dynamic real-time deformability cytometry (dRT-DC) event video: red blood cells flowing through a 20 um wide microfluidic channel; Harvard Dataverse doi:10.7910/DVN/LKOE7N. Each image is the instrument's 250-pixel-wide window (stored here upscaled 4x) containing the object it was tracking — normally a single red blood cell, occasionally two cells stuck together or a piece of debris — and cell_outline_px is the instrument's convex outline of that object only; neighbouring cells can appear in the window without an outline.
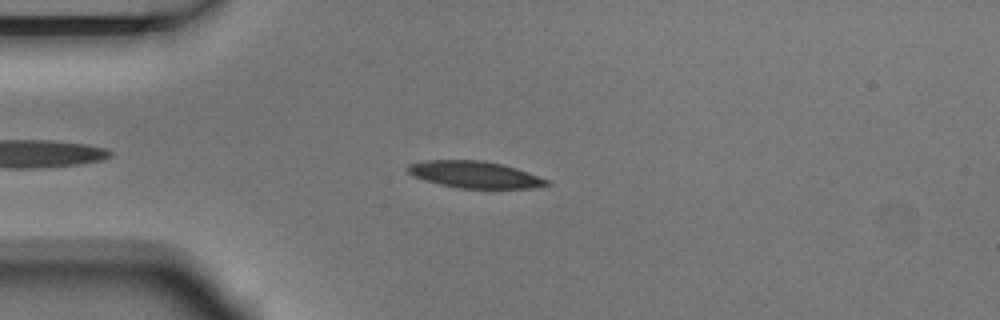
{"species": "Egyptian fruit bat (a non-hibernating species)", "species_latin": "Rousettus aegyptiacus", "temperature_condition": "room temperature", "stored_images_in_passage": 5, "camera_frame_rate_fps": 3000, "um_per_image_px": 0.085, "animal": {"sex": "male"}, "frame": {"image": 1, "passage_image": 4, "time_ms": 1.0, "image_size_px": [1000, 320], "cell_outline_px": [[552, 184], [532, 188], [456, 188], [424, 180], [412, 176], [404, 168], [408, 164], [424, 160], [484, 160], [516, 168], [528, 172], [548, 180]], "centroid_in_image_um": [40.3, 14.83], "position_along_channel_um": 44.7, "area_um2": 21.79}}
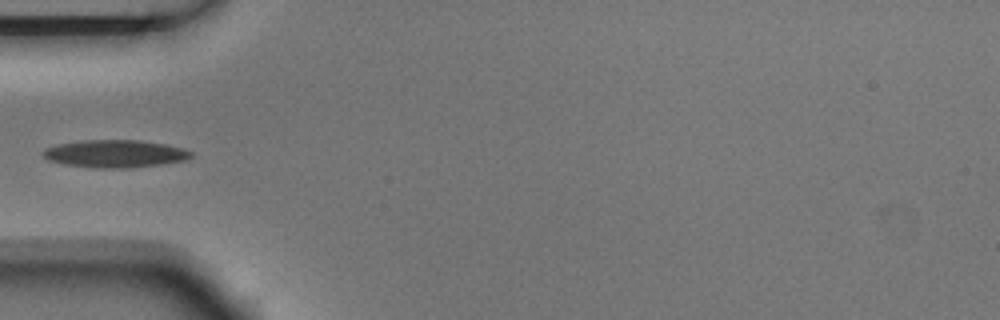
{"frame": {"image": 2, "passage_image": 5, "time_ms": 1.333, "image_size_px": [1000, 320], "cell_outline_px": [[192, 156], [188, 160], [160, 164], [128, 168], [88, 168], [64, 164], [48, 160], [40, 152], [44, 148], [56, 144], [84, 140], [140, 140], [168, 144], [184, 148], [192, 152]], "centroid_in_image_um": [9.77, 13.06], "position_along_channel_um": 75.2, "area_um2": 24.16}}